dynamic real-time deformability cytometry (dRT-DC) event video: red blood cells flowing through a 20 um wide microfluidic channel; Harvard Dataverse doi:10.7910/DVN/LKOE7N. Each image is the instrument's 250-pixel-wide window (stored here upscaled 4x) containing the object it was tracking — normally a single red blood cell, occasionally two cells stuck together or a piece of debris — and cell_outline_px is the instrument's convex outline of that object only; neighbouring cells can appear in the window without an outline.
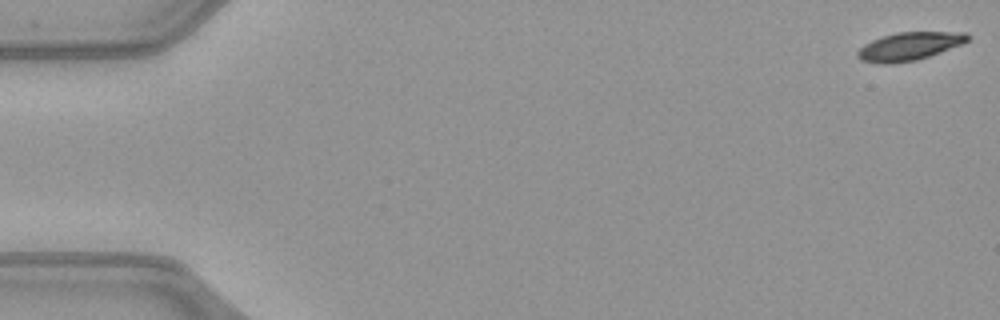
{"species": "common noctule bat (a hibernating species)", "species_latin": "Nyctalus noctula", "temperature_condition": "warm", "stored_images_in_passage": 51, "camera_frame_rate_fps": 3000, "um_per_image_px": 0.085, "animal": {"sex": "female", "body_mass_g": 21.9}, "frame": {"image": 1, "passage_image": 1, "time_ms": 0.0, "image_size_px": [1000, 320], "cell_outline_px": [[972, 36], [968, 40], [960, 44], [940, 52], [916, 60], [892, 64], [876, 64], [860, 60], [856, 56], [856, 52], [864, 44], [872, 40], [896, 32], [968, 32]], "centroid_in_image_um": [77.25, 3.94], "position_along_channel_um": 7.7, "area_um2": 18.09}}
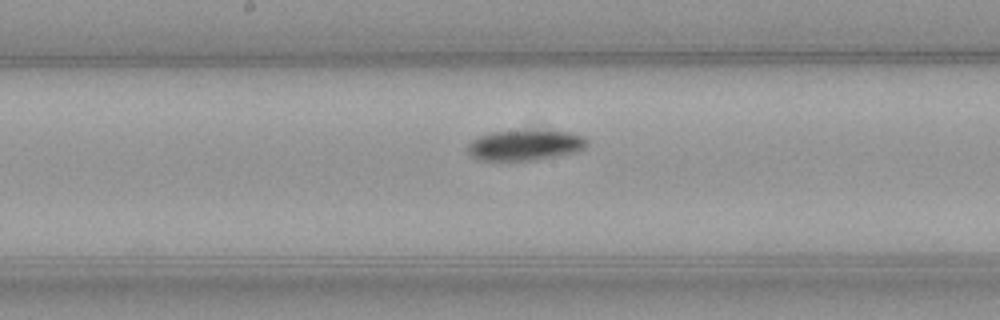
{"frame": {"image": 2, "passage_image": 27, "time_ms": 8.667, "image_size_px": [1000, 320], "cell_outline_px": [[588, 144], [584, 148], [576, 152], [536, 160], [480, 160], [472, 156], [464, 148], [472, 140], [480, 136], [492, 132], [572, 132], [584, 136], [588, 140]], "centroid_in_image_um": [44.63, 12.36], "position_along_channel_um": 203.6, "area_um2": 20.81}}
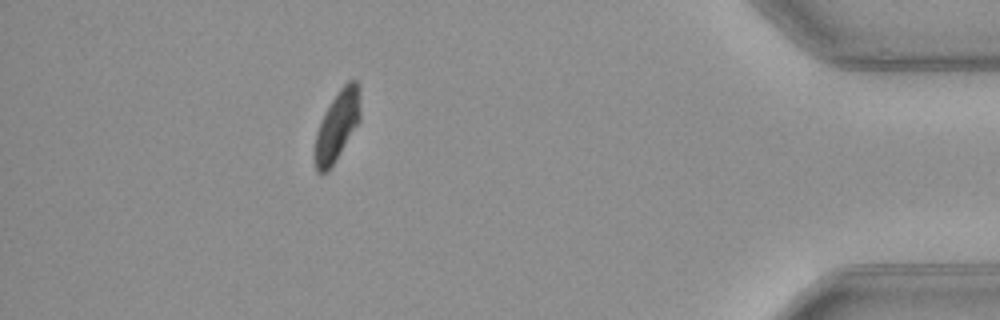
{"frame": {"image": 3, "passage_image": 46, "time_ms": 15.0, "image_size_px": [1000, 320], "cell_outline_px": [[360, 120], [328, 172], [320, 176], [316, 172], [312, 156], [312, 148], [316, 132], [320, 120], [324, 112], [340, 88], [348, 80], [356, 80], [360, 84]], "centroid_in_image_um": [28.6, 10.74], "position_along_channel_um": 406.6, "area_um2": 19.13}, "authors_computed_cell_mechanics": {"area_um2": 19.8254, "velocity_mm_per_s": 4.0411, "shape_relaxation_time_tau1_ms": 2.5197, "shape_relaxation_time_tau2_ms": null, "deformation_change_tau1": 0.1231, "deformation_change_tau2": null}}